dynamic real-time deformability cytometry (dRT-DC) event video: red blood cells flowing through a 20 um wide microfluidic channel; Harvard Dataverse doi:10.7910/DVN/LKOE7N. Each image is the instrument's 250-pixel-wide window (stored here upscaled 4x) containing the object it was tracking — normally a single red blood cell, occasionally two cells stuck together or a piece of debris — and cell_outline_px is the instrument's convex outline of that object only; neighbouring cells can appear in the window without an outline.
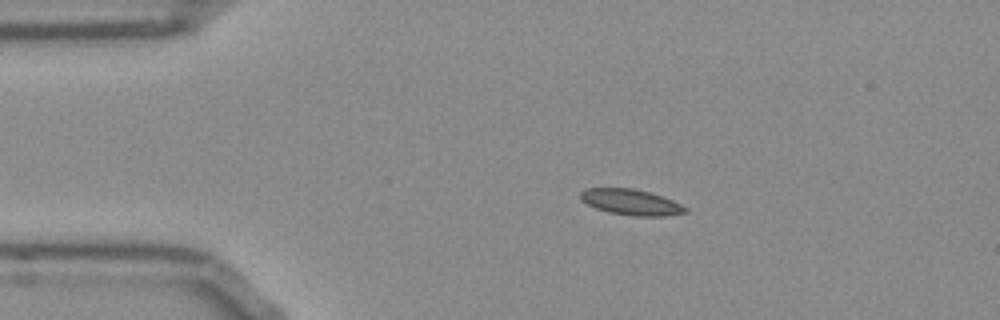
{"species": "Egyptian fruit bat (a non-hibernating species)", "species_latin": "Rousettus aegyptiacus", "temperature_condition": "room temperature", "stored_images_in_passage": 44, "camera_frame_rate_fps": 3000, "um_per_image_px": 0.085, "frame": {"image": 1, "passage_image": 1, "time_ms": 0.0, "image_size_px": [1000, 320], "cell_outline_px": [[688, 212], [664, 216], [632, 216], [608, 212], [596, 208], [580, 200], [580, 192], [588, 188], [632, 188], [648, 192], [672, 200], [688, 208]], "centroid_in_image_um": [53.62, 17.19], "position_along_channel_um": 31.4, "area_um2": 15.66}}
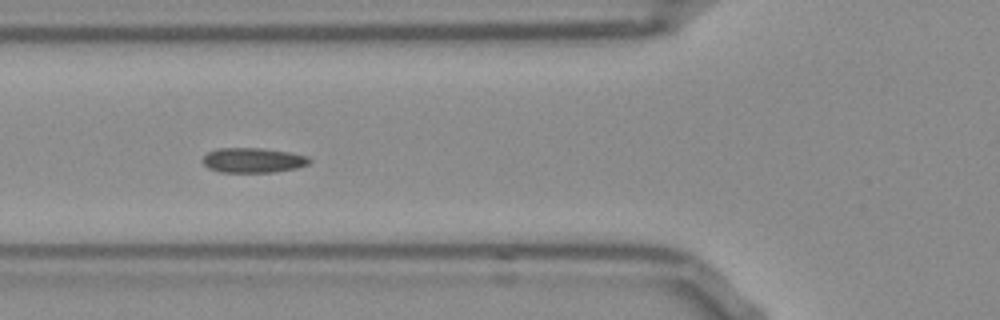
{"frame": {"image": 2, "passage_image": 10, "time_ms": 3.0, "image_size_px": [1000, 320], "cell_outline_px": [[312, 160], [308, 164], [296, 168], [276, 172], [220, 172], [208, 168], [200, 160], [208, 152], [216, 148], [260, 148], [288, 152], [308, 156]], "centroid_in_image_um": [21.49, 13.62], "position_along_channel_um": 104.3, "area_um2": 15.55}}
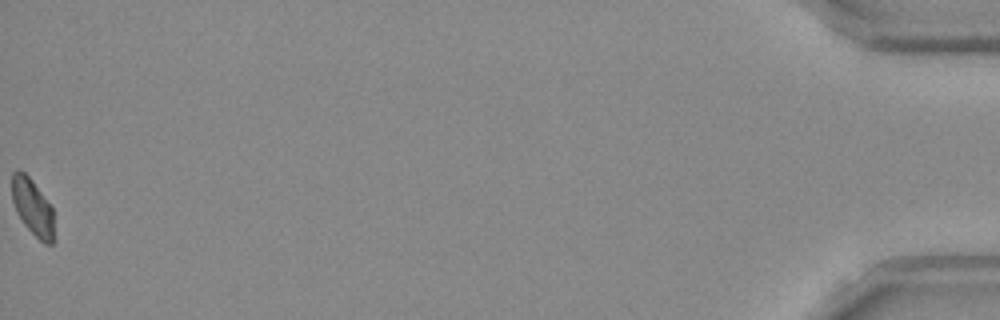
{"frame": {"image": 3, "passage_image": 44, "time_ms": 14.333, "image_size_px": [1000, 320], "cell_outline_px": [[52, 244], [44, 244], [24, 224], [16, 212], [12, 200], [12, 172], [16, 168], [20, 168], [32, 180], [52, 208]], "centroid_in_image_um": [2.71, 17.55], "position_along_channel_um": 432.5, "area_um2": 13.58}}